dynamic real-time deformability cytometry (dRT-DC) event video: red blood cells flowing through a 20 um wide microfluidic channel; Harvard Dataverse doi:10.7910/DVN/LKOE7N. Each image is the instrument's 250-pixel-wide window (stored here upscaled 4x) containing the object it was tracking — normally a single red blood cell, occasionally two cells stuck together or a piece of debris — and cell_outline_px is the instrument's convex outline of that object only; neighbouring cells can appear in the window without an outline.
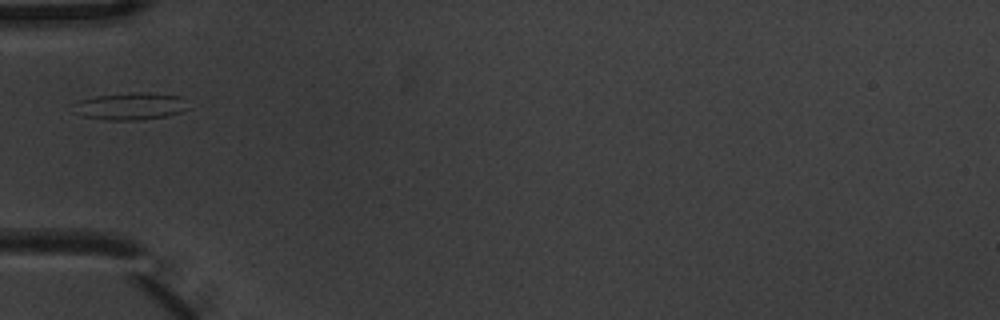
{"species": "common noctule bat (a hibernating species)", "species_latin": "Nyctalus noctula", "temperature_condition": "warm", "stored_images_in_passage": 5, "camera_frame_rate_fps": 3000, "um_per_image_px": 0.085, "animal": {"sex": "male", "body_mass_g": 20.1, "forearm_length_mm": 53.5}, "frame": {"image": 1, "passage_image": 1, "time_ms": 0.0, "image_size_px": [1000, 320], "cell_outline_px": [[192, 108], [180, 112], [164, 116], [136, 120], [108, 120], [80, 116], [80, 100], [96, 96], [132, 92], [148, 92], [184, 96]], "centroid_in_image_um": [11.28, 9.01], "position_along_channel_um": 73.7, "area_um2": 17.98}}
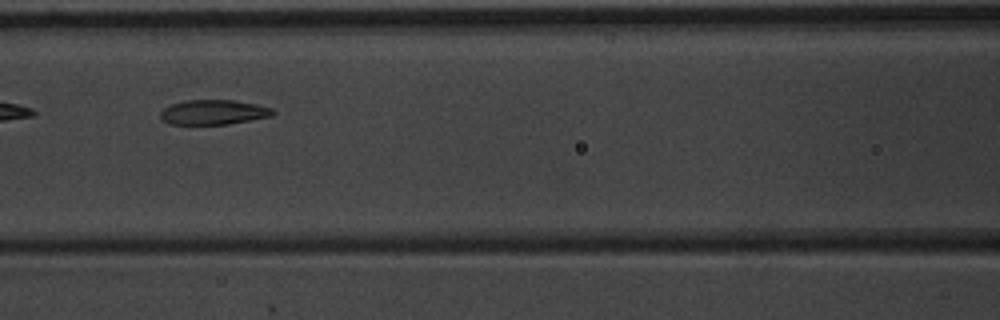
{"frame": {"image": 2, "passage_image": 3, "time_ms": 0.667, "image_size_px": [1000, 320], "cell_outline_px": [[276, 112], [272, 116], [228, 124], [168, 124], [160, 120], [160, 112], [164, 108], [172, 104], [188, 100], [232, 100], [256, 104], [272, 108]], "centroid_in_image_um": [18.13, 9.54], "position_along_channel_um": 148.5, "area_um2": 16.24}}
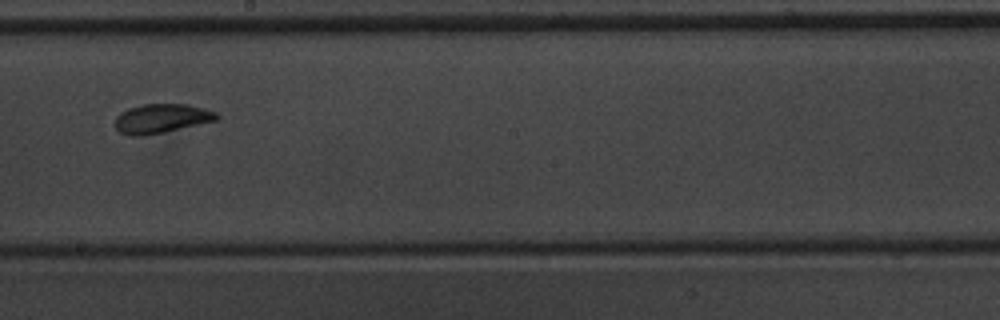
{"frame": {"image": 3, "passage_image": 5, "time_ms": 1.333, "image_size_px": [1000, 320], "cell_outline_px": [[220, 116], [216, 120], [164, 132], [144, 136], [128, 136], [120, 132], [116, 128], [116, 116], [120, 112], [128, 108], [144, 104], [188, 104], [204, 108], [216, 112]], "centroid_in_image_um": [13.7, 10.07], "position_along_channel_um": 234.5, "area_um2": 17.28}}